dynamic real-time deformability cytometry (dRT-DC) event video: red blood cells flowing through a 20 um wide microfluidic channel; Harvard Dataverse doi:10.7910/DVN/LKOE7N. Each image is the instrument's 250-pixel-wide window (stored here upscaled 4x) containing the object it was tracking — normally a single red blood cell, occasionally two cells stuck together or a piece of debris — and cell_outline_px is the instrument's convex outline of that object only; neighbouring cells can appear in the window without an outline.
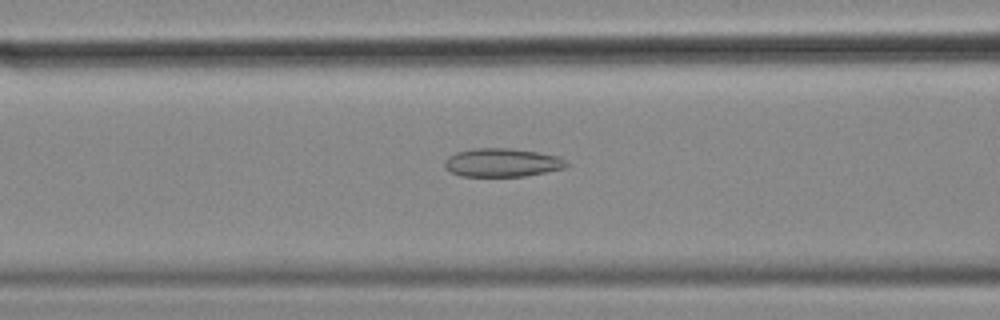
{"species": "common noctule bat (a hibernating species)", "species_latin": "Nyctalus noctula", "temperature_condition": "cold", "stored_images_in_passage": 56, "camera_frame_rate_fps": 3000, "um_per_image_px": 0.085, "animal": {"sex": "female", "body_mass_g": 18.4}, "frame": {"image": 1, "passage_image": 22, "time_ms": 7.0, "image_size_px": [1000, 320], "cell_outline_px": [[572, 164], [568, 168], [524, 176], [460, 176], [444, 168], [444, 160], [448, 156], [456, 152], [476, 148], [512, 148], [560, 156], [568, 160]], "centroid_in_image_um": [42.74, 13.82], "position_along_channel_um": 123.9, "area_um2": 20.58}}
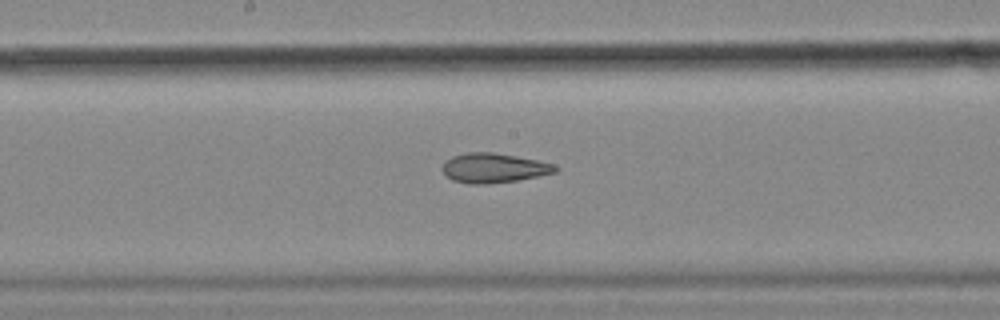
{"frame": {"image": 2, "passage_image": 29, "time_ms": 9.333, "image_size_px": [1000, 320], "cell_outline_px": [[560, 168], [556, 172], [516, 180], [488, 184], [468, 184], [452, 180], [440, 168], [452, 156], [468, 152], [492, 152], [516, 156], [536, 160], [552, 164]], "centroid_in_image_um": [41.95, 14.28], "position_along_channel_um": 206.3, "area_um2": 19.25}}
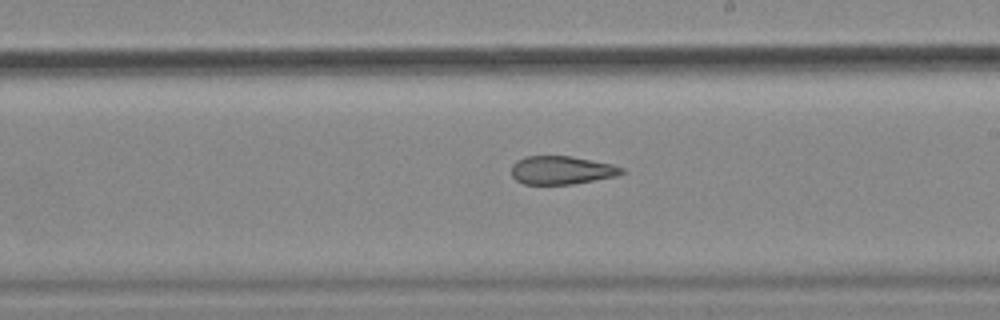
{"frame": {"image": 3, "passage_image": 32, "time_ms": 10.333, "image_size_px": [1000, 320], "cell_outline_px": [[624, 172], [616, 176], [572, 184], [524, 184], [516, 180], [512, 176], [512, 164], [516, 160], [524, 156], [572, 156], [612, 164], [624, 168]], "centroid_in_image_um": [47.71, 14.46], "position_along_channel_um": 241.3, "area_um2": 18.21}, "authors_computed_cell_mechanics": {"area_um2": 22.4264, "velocity_mm_per_s": 3.5285, "shape_relaxation_time_tau1_ms": null, "shape_relaxation_time_tau2_ms": 3.9934, "deformation_change_tau1": null, "deformation_change_tau2": 0.1232}}